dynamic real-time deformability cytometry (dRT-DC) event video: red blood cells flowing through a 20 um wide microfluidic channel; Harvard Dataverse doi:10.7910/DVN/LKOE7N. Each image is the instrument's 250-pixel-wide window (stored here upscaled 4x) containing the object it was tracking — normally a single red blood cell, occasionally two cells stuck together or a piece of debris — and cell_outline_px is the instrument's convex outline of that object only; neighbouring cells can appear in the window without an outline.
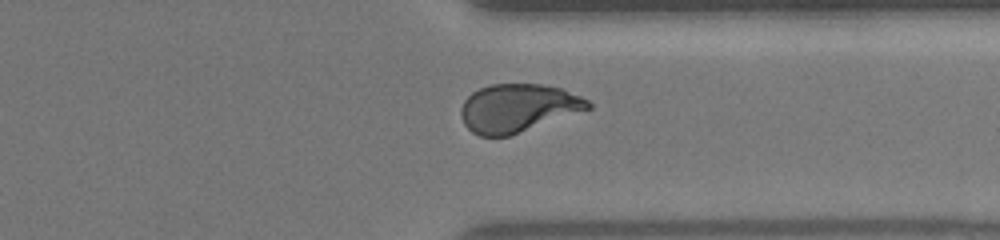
{"species": "human", "species_latin": "Homo sapiens", "temperature_condition": "warm", "stored_images_in_passage": 37, "camera_frame_rate_fps": 3000, "um_per_image_px": 0.085, "donor": {"sex": "female"}, "frame": {"image": 1, "passage_image": 33, "time_ms": 10.667, "image_size_px": [1000, 240], "cell_outline_px": [[592, 108], [508, 136], [480, 136], [472, 132], [464, 124], [460, 116], [460, 108], [464, 100], [472, 92], [480, 88], [492, 84], [540, 84], [560, 88], [580, 96], [588, 100], [592, 104]], "centroid_in_image_um": [43.99, 9.18], "position_along_channel_um": 367.4, "area_um2": 35.49}}